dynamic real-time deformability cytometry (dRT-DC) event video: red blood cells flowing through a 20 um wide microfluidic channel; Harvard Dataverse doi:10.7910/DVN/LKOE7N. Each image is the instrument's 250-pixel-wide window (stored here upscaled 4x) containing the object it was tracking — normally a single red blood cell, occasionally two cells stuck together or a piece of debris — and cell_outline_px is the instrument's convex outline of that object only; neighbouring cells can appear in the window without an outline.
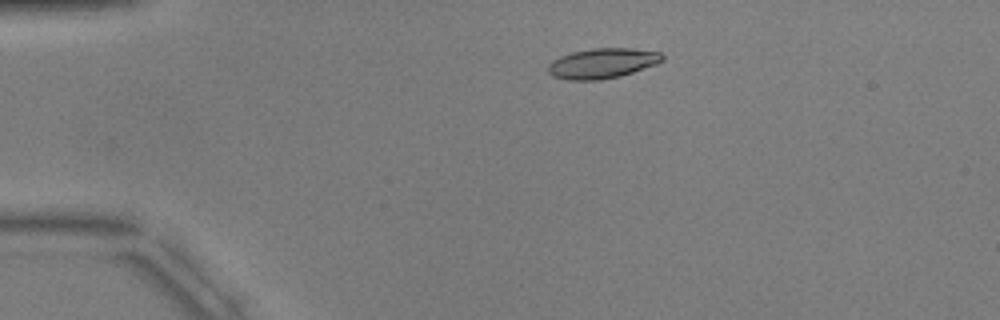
{"species": "common noctule bat (a hibernating species)", "species_latin": "Nyctalus noctula", "temperature_condition": "warm", "stored_images_in_passage": 3, "camera_frame_rate_fps": 3000, "um_per_image_px": 0.085, "animal": {"sex": "male", "body_mass_g": 17.9, "forearm_length_mm": 54.2}, "frame": {"image": 1, "passage_image": 3, "time_ms": 6.0, "image_size_px": [1000, 320], "cell_outline_px": [[664, 60], [656, 64], [620, 76], [600, 80], [568, 80], [552, 76], [548, 72], [548, 64], [552, 60], [560, 56], [572, 52], [592, 48], [628, 48], [660, 52], [664, 56]], "centroid_in_image_um": [51.18, 5.38], "position_along_channel_um": 33.8, "area_um2": 20.06}}